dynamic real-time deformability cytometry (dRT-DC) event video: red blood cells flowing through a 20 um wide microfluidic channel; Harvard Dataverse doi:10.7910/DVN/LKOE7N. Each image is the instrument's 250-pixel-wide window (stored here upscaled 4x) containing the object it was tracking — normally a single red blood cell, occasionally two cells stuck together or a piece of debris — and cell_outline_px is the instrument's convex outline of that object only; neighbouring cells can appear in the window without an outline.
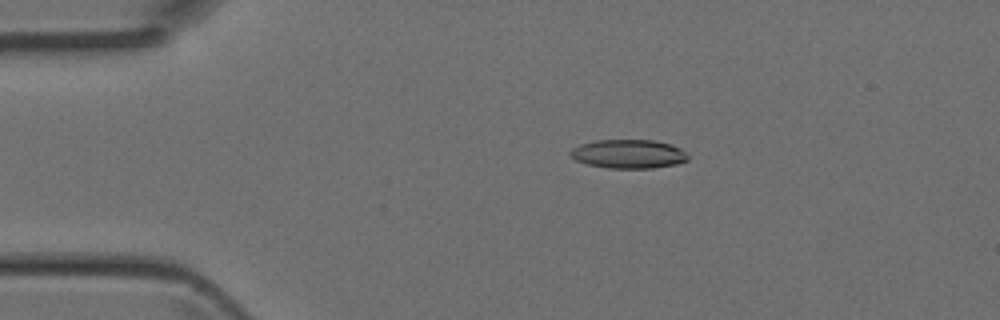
{"species": "Egyptian fruit bat (a non-hibernating species)", "species_latin": "Rousettus aegyptiacus", "temperature_condition": "room temperature", "stored_images_in_passage": 3, "camera_frame_rate_fps": 3000, "um_per_image_px": 0.085, "animal": {"sex": "female"}, "frame": {"image": 1, "passage_image": 2, "time_ms": 0.333, "image_size_px": [1000, 320], "cell_outline_px": [[688, 160], [676, 164], [652, 168], [608, 168], [588, 164], [576, 160], [568, 156], [568, 152], [572, 148], [580, 144], [596, 140], [652, 140], [672, 144], [680, 148], [688, 156]], "centroid_in_image_um": [53.39, 13.08], "position_along_channel_um": 31.6, "area_um2": 19.83}}